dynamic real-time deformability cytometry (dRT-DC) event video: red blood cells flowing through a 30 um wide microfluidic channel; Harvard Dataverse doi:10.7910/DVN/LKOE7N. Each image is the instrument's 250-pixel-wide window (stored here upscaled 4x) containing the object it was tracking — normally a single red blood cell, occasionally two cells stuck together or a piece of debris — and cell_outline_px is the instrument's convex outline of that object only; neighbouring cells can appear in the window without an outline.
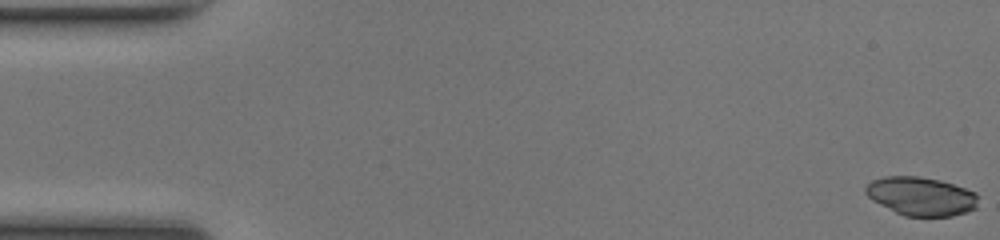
{"species": "common noctule bat (a hibernating species)", "species_latin": "Nyctalus noctula", "temperature_condition": "room temperature", "stored_images_in_passage": 50, "camera_frame_rate_fps": 3000, "um_per_image_px": 0.085, "animal": {"sex": "female", "body_mass_g": 17.0, "forearm_length_mm": 48.0}, "frame": {"image": 1, "passage_image": 1, "time_ms": 0.0, "image_size_px": [1000, 240], "cell_outline_px": [[980, 196], [976, 208], [952, 216], [904, 216], [872, 200], [864, 192], [864, 188], [872, 180], [884, 176], [920, 176], [940, 180], [976, 192]], "centroid_in_image_um": [78.3, 16.67], "position_along_channel_um": 6.7, "area_um2": 25.37}}
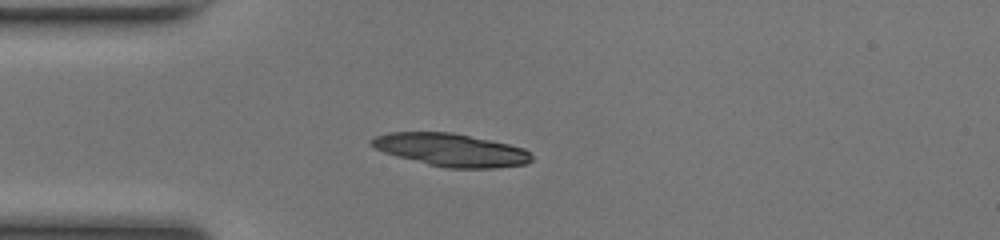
{"frame": {"image": 2, "passage_image": 14, "time_ms": 4.333, "image_size_px": [1000, 240], "cell_outline_px": [[532, 160], [528, 164], [496, 168], [444, 168], [396, 156], [384, 152], [368, 144], [368, 140], [376, 136], [388, 132], [452, 132], [508, 144], [524, 148], [532, 156]], "centroid_in_image_um": [38.32, 12.74], "position_along_channel_um": 46.7, "area_um2": 30.69}}
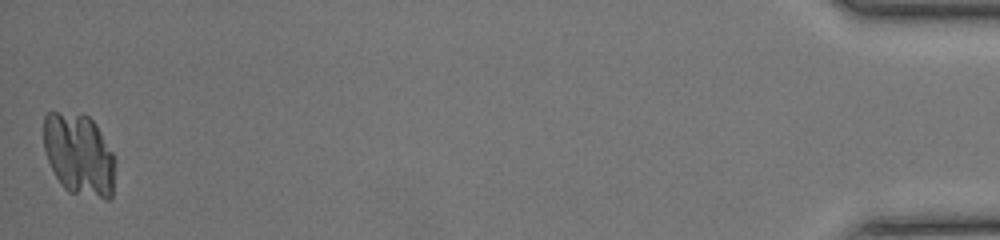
{"frame": {"image": 3, "passage_image": 50, "time_ms": 16.333, "image_size_px": [1000, 240], "cell_outline_px": [[112, 196], [108, 200], [104, 200], [68, 192], [60, 184], [48, 160], [44, 148], [44, 116], [48, 112], [56, 112], [88, 116], [96, 124], [112, 152]], "centroid_in_image_um": [6.69, 13.16], "position_along_channel_um": 428.5, "area_um2": 33.7}}